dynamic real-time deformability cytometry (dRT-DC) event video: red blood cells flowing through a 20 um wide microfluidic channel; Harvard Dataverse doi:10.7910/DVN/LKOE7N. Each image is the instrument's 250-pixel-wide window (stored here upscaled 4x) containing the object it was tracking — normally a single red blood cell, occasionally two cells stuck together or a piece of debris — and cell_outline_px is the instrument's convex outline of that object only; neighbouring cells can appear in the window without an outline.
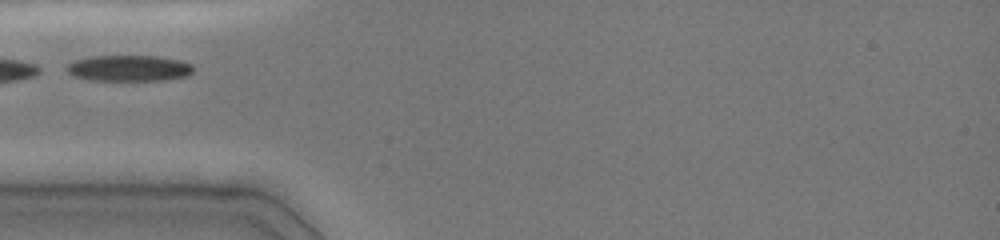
{"species": "common noctule bat (a hibernating species)", "species_latin": "Nyctalus noctula", "temperature_condition": "cold", "stored_images_in_passage": 26, "camera_frame_rate_fps": 3000, "um_per_image_px": 0.085, "animal": {"sex": "female", "body_mass_g": 19.0, "forearm_length_mm": 51.5}, "frame": {"image": 1, "passage_image": 1, "time_ms": 0.0, "image_size_px": [1000, 240], "cell_outline_px": [[192, 72], [188, 76], [164, 80], [88, 80], [72, 76], [64, 68], [68, 64], [76, 60], [92, 56], [156, 56], [180, 60], [192, 64]], "centroid_in_image_um": [10.94, 5.8], "position_along_channel_um": 74.1, "area_um2": 19.25}}
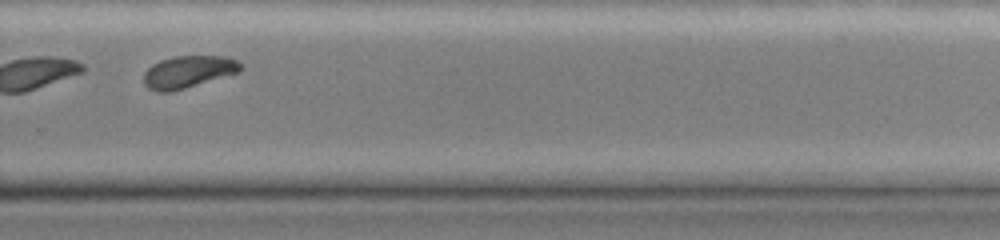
{"frame": {"image": 2, "passage_image": 19, "time_ms": 6.0, "image_size_px": [1000, 240], "cell_outline_px": [[244, 68], [240, 72], [172, 92], [156, 92], [148, 88], [144, 84], [144, 72], [152, 64], [160, 60], [172, 56], [228, 56], [236, 60]], "centroid_in_image_um": [15.99, 6.1], "position_along_channel_um": 313.8, "area_um2": 18.38}}
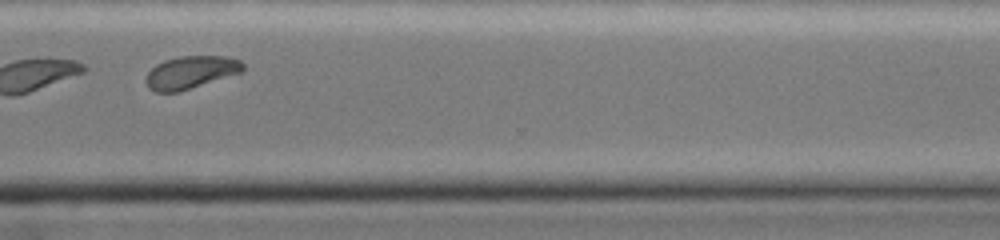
{"frame": {"image": 3, "passage_image": 22, "time_ms": 7.0, "image_size_px": [1000, 240], "cell_outline_px": [[244, 68], [240, 72], [176, 92], [156, 92], [148, 88], [144, 80], [148, 72], [156, 64], [164, 60], [180, 56], [224, 56], [240, 60], [244, 64]], "centroid_in_image_um": [16.16, 6.13], "position_along_channel_um": 354.4, "area_um2": 18.15}}